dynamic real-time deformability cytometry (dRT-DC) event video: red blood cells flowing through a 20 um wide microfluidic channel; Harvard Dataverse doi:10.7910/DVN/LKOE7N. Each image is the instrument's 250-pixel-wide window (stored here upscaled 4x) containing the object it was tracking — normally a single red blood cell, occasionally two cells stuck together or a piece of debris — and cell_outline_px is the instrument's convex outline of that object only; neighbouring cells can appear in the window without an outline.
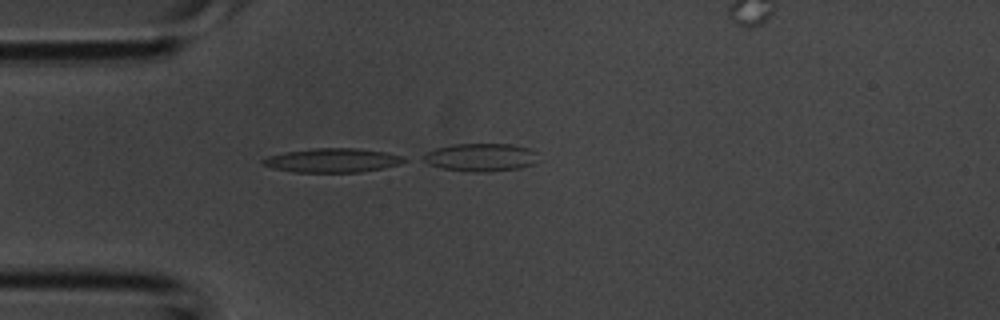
{"species": "common noctule bat (a hibernating species)", "species_latin": "Nyctalus noctula", "temperature_condition": "room temperature", "stored_images_in_passage": 2, "camera_frame_rate_fps": 3000, "um_per_image_px": 0.085, "animal": {"sex": "male", "body_mass_g": 20.1, "forearm_length_mm": 53.5}, "frame": {"image": 1, "passage_image": 1, "time_ms": 0.0, "image_size_px": [1000, 320], "cell_outline_px": [[408, 160], [384, 168], [360, 172], [296, 172], [272, 168], [260, 164], [260, 160], [268, 156], [288, 152], [312, 148], [356, 148], [388, 152], [404, 156]], "centroid_in_image_um": [28.26, 13.63], "position_along_channel_um": 56.7, "area_um2": 19.83}}